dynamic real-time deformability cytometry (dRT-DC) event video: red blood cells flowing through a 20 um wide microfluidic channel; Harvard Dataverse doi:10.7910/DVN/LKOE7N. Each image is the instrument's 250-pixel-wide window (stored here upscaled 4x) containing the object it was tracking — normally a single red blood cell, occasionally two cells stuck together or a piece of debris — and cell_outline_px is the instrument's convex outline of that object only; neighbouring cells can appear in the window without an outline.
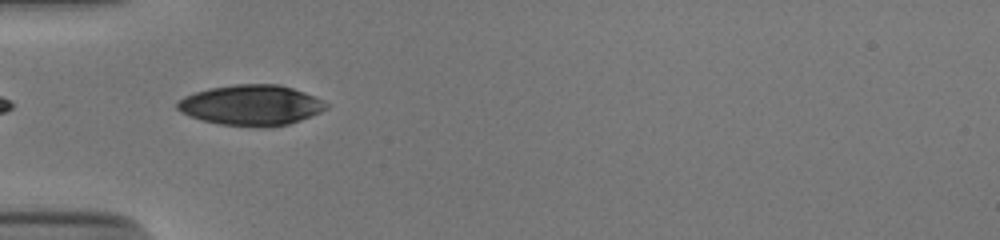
{"species": "human", "species_latin": "Homo sapiens", "temperature_condition": "cold", "stored_images_in_passage": 5, "camera_frame_rate_fps": 3000, "um_per_image_px": 0.085, "donor": {"sex": "male"}, "frame": {"image": 1, "passage_image": 2, "time_ms": 0.333, "image_size_px": [1000, 240], "cell_outline_px": [[328, 108], [320, 112], [300, 120], [288, 124], [264, 128], [220, 124], [204, 120], [192, 116], [176, 108], [176, 104], [184, 96], [208, 88], [236, 84], [280, 84], [316, 96], [328, 104]], "centroid_in_image_um": [21.39, 8.93], "position_along_channel_um": 63.6, "area_um2": 34.97}}